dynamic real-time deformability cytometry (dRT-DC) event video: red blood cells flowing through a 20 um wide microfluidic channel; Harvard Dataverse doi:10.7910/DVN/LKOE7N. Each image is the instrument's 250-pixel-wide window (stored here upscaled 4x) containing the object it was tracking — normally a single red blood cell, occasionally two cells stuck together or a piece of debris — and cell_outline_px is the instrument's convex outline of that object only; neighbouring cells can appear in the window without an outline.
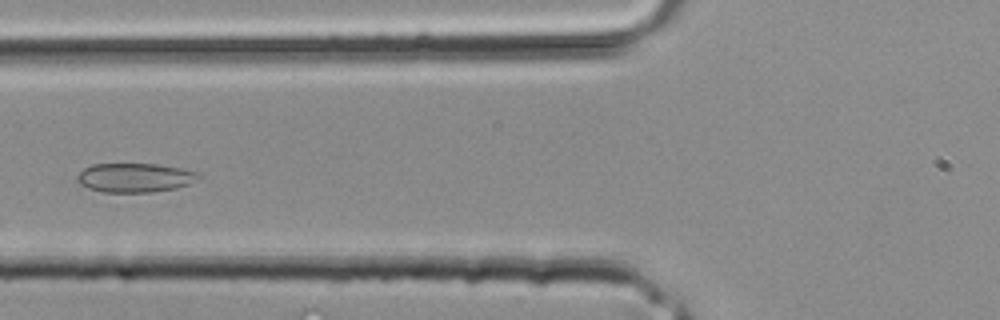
{"species": "common noctule bat (a hibernating species)", "species_latin": "Nyctalus noctula", "temperature_condition": "room temperature", "stored_images_in_passage": 33, "segment_of_instrument_passage": [2, 2], "camera_frame_rate_fps": 3000, "um_per_image_px": 0.085, "animal": {"sex": "male", "body_mass_g": 20.4}, "frame": {"image": 1, "passage_image": 13, "time_ms": 4.0, "image_size_px": [1000, 320], "cell_outline_px": [[204, 176], [188, 184], [176, 188], [152, 192], [100, 192], [88, 188], [80, 184], [76, 180], [76, 176], [84, 168], [92, 164], [156, 164], [180, 168], [200, 172]], "centroid_in_image_um": [11.47, 15.1], "position_along_channel_um": 114.3, "area_um2": 20.75}}
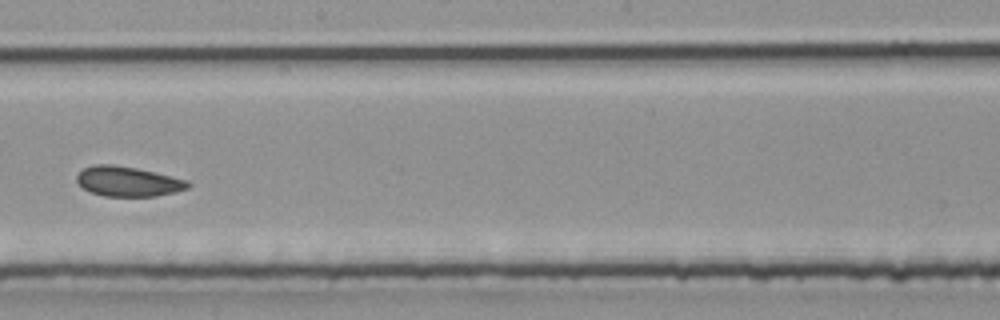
{"frame": {"image": 2, "passage_image": 19, "time_ms": 6.0, "image_size_px": [1000, 320], "cell_outline_px": [[192, 184], [188, 188], [176, 192], [156, 196], [104, 196], [92, 192], [84, 188], [76, 180], [76, 176], [84, 168], [92, 164], [112, 164], [136, 168], [188, 180]], "centroid_in_image_um": [10.9, 15.42], "position_along_channel_um": 237.3, "area_um2": 19.31}}
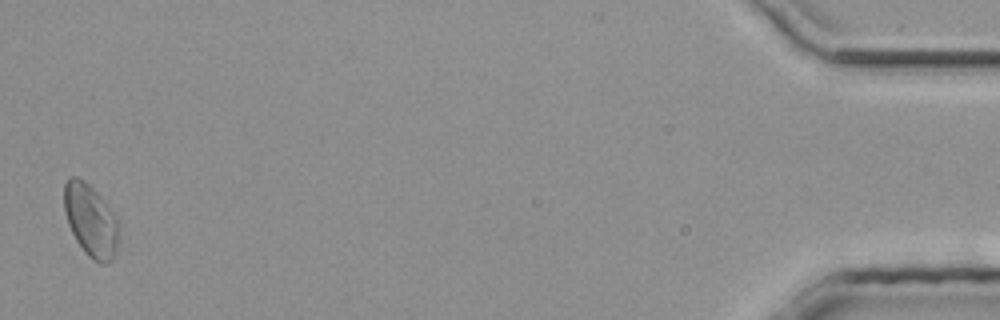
{"frame": {"image": 3, "passage_image": 33, "time_ms": 10.667, "image_size_px": [1000, 320], "cell_outline_px": [[120, 240], [112, 260], [108, 264], [100, 264], [92, 260], [84, 252], [76, 240], [68, 224], [64, 208], [64, 184], [68, 176], [76, 176], [84, 180], [100, 196], [116, 216], [120, 224]], "centroid_in_image_um": [7.74, 18.77], "position_along_channel_um": 427.5, "area_um2": 23.52}}